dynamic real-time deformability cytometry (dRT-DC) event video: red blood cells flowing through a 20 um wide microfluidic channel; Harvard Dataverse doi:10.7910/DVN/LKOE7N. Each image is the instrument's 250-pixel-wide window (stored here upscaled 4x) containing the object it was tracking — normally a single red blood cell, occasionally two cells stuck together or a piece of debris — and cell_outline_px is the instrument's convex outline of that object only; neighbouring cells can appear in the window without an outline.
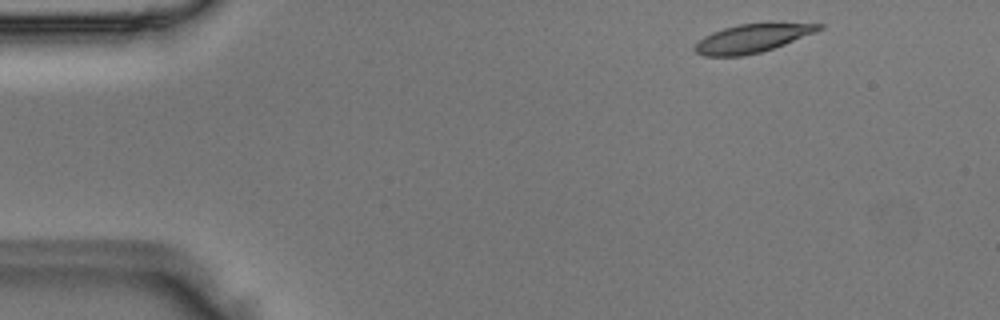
{"species": "Egyptian fruit bat (a non-hibernating species)", "species_latin": "Rousettus aegyptiacus", "temperature_condition": "room temperature", "stored_images_in_passage": 3, "camera_frame_rate_fps": 3000, "um_per_image_px": 0.085, "animal": {"sex": "male"}, "frame": {"image": 1, "passage_image": 1, "time_ms": 0.0, "image_size_px": [1000, 320], "cell_outline_px": [[824, 28], [816, 32], [784, 44], [760, 52], [744, 56], [704, 56], [696, 52], [692, 48], [704, 36], [712, 32], [724, 28], [740, 24], [768, 20], [776, 20], [824, 24]], "centroid_in_image_um": [64.03, 3.19], "position_along_channel_um": 21.0, "area_um2": 21.39}}